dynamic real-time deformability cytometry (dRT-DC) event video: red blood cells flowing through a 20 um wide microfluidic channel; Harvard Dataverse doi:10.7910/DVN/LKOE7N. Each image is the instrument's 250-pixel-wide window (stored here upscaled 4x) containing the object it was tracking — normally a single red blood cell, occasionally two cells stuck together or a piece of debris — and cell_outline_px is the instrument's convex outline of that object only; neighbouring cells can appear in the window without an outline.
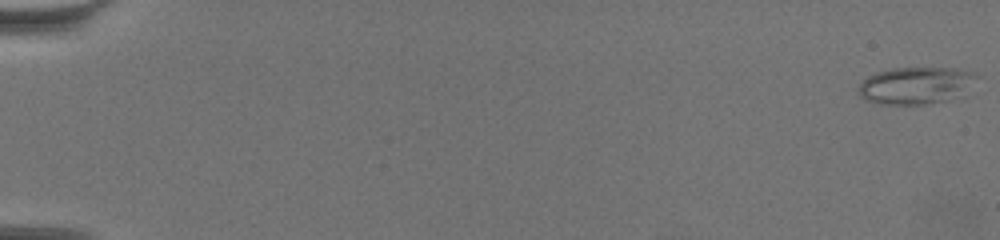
{"species": "common noctule bat (a hibernating species)", "species_latin": "Nyctalus noctula", "temperature_condition": "warm", "stored_images_in_passage": 63, "camera_frame_rate_fps": 3000, "um_per_image_px": 0.085, "animal": {"sex": "female", "body_mass_g": 19.5, "forearm_length_mm": 54.1}, "frame": {"image": 1, "passage_image": 1, "time_ms": 0.0, "image_size_px": [1000, 240], "cell_outline_px": [[980, 76], [952, 96], [944, 100], [924, 104], [880, 104], [868, 100], [860, 96], [856, 92], [856, 88], [868, 76], [876, 72], [892, 68], [956, 68], [976, 72]], "centroid_in_image_um": [77.73, 7.24], "position_along_channel_um": 7.3, "area_um2": 24.91}}
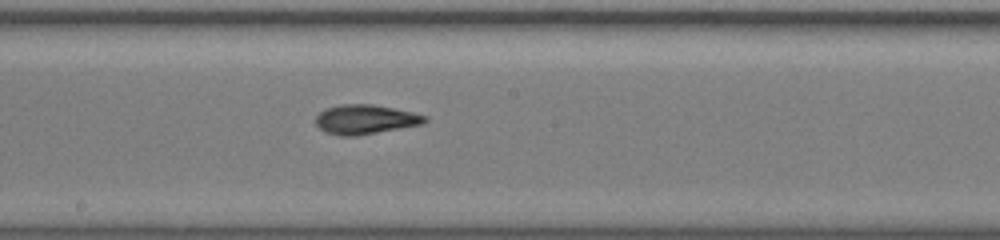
{"frame": {"image": 2, "passage_image": 37, "time_ms": 12.0, "image_size_px": [1000, 240], "cell_outline_px": [[428, 120], [424, 124], [356, 136], [340, 136], [324, 132], [316, 124], [316, 116], [324, 108], [340, 104], [372, 104], [412, 112], [428, 116]], "centroid_in_image_um": [31.05, 10.15], "position_along_channel_um": 217.2, "area_um2": 18.84}}
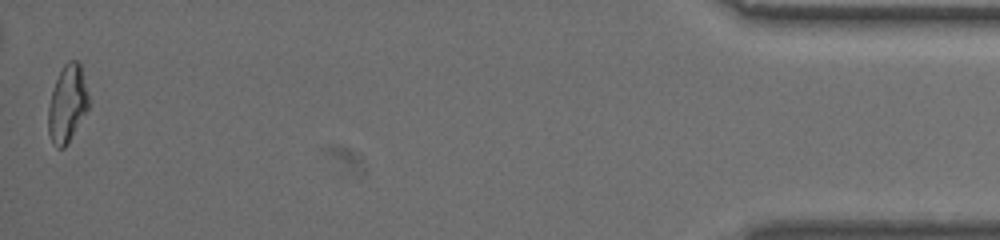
{"frame": {"image": 3, "passage_image": 63, "time_ms": 20.667, "image_size_px": [1000, 240], "cell_outline_px": [[88, 108], [68, 144], [64, 148], [56, 148], [52, 144], [48, 132], [48, 108], [52, 92], [56, 80], [64, 64], [68, 60], [76, 60], [80, 64], [88, 96]], "centroid_in_image_um": [5.7, 8.86], "position_along_channel_um": 429.5, "area_um2": 17.98}, "authors_computed_cell_mechanics": {"area_um2": 18.785, "velocity_mm_per_s": 3.4106, "shape_relaxation_time_tau1_ms": 9.5135, "shape_relaxation_time_tau2_ms": 2.5215, "deformation_change_tau1": 0.2421, "deformation_change_tau2": 0.1004}}